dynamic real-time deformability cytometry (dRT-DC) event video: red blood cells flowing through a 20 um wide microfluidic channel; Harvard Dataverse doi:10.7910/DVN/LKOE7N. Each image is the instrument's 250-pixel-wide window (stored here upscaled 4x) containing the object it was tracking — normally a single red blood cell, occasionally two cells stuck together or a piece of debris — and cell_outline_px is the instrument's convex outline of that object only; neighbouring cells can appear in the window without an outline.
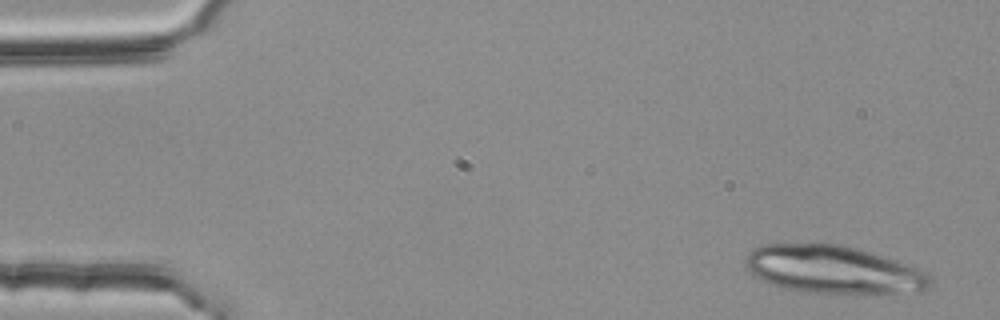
{"species": "common noctule bat (a hibernating species)", "species_latin": "Nyctalus noctula", "temperature_condition": "room temperature", "stored_images_in_passage": 3, "camera_frame_rate_fps": 3000, "um_per_image_px": 0.085, "animal": {"sex": "female", "body_mass_g": 25.1}, "frame": {"image": 1, "passage_image": 1, "time_ms": 0.0, "image_size_px": [1000, 320], "cell_outline_px": [[932, 280], [928, 288], [924, 292], [800, 292], [772, 284], [760, 280], [748, 268], [744, 260], [748, 252], [752, 248], [760, 244], [840, 244], [872, 252], [916, 268], [932, 276]], "centroid_in_image_um": [70.8, 22.9], "position_along_channel_um": 14.2, "area_um2": 50.98}}